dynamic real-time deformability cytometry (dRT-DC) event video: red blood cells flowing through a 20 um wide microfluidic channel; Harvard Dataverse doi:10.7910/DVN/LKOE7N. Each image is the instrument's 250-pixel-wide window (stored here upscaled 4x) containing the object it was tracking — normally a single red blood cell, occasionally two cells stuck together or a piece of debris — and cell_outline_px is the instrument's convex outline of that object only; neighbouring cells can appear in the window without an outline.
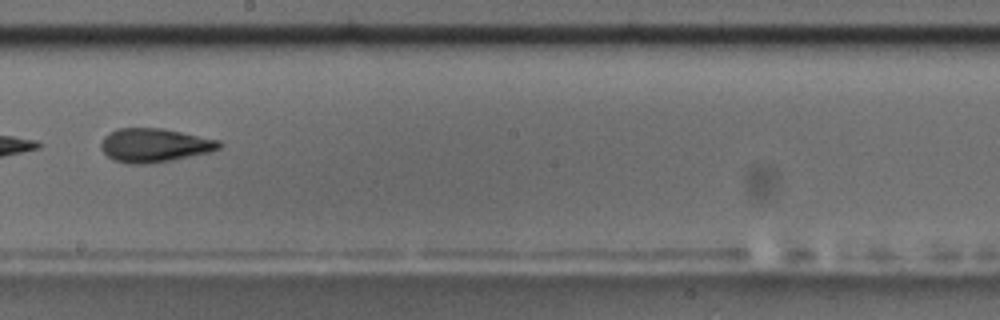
{"species": "common noctule bat (a hibernating species)", "species_latin": "Nyctalus noctula", "temperature_condition": "room temperature", "stored_images_in_passage": 9, "camera_frame_rate_fps": 3000, "um_per_image_px": 0.085, "animal": {"sex": "male", "body_mass_g": 17.5, "forearm_length_mm": 52.3}, "frame": {"image": 1, "passage_image": 9, "time_ms": 9.333, "image_size_px": [1000, 320], "cell_outline_px": [[224, 144], [220, 148], [212, 152], [172, 160], [144, 164], [128, 164], [112, 160], [100, 148], [100, 144], [104, 136], [116, 128], [164, 128], [220, 140]], "centroid_in_image_um": [13.15, 12.34], "position_along_channel_um": 235.1, "area_um2": 23.58}}